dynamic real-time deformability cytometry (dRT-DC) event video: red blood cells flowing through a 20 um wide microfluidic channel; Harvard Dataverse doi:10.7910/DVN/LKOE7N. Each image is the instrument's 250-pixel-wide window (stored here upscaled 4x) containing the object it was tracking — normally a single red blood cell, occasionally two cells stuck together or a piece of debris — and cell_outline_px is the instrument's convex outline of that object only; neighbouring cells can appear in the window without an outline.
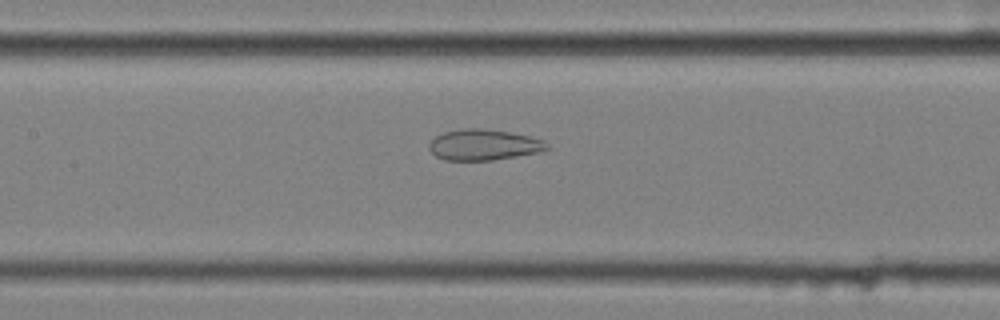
{"species": "common noctule bat (a hibernating species)", "species_latin": "Nyctalus noctula", "temperature_condition": "cold", "stored_images_in_passage": 57, "camera_frame_rate_fps": 3000, "um_per_image_px": 0.085, "animal": {"sex": "female", "body_mass_g": 25.1}, "frame": {"image": 1, "passage_image": 27, "time_ms": 8.667, "image_size_px": [1000, 320], "cell_outline_px": [[548, 148], [540, 152], [492, 160], [444, 160], [436, 156], [428, 148], [428, 144], [436, 136], [444, 132], [460, 128], [480, 128], [508, 132], [528, 136], [544, 140], [548, 144]], "centroid_in_image_um": [41.09, 12.3], "position_along_channel_um": 166.3, "area_um2": 21.1}}
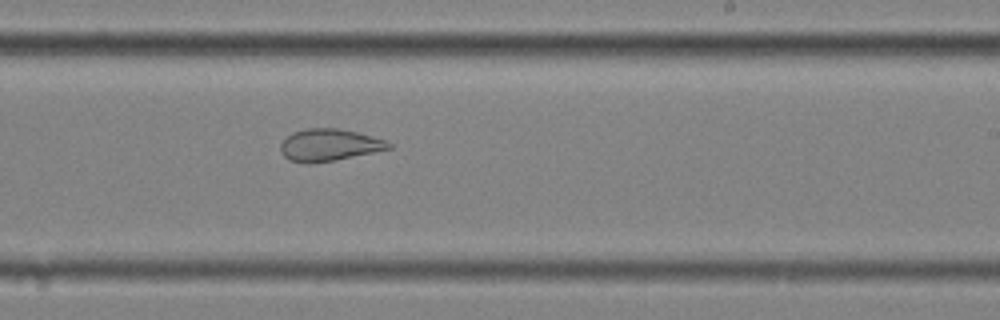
{"frame": {"image": 2, "passage_image": 35, "time_ms": 11.333, "image_size_px": [1000, 320], "cell_outline_px": [[392, 148], [336, 160], [308, 164], [288, 160], [280, 152], [280, 144], [292, 132], [308, 128], [336, 128], [356, 132], [388, 140], [392, 144]], "centroid_in_image_um": [27.97, 12.33], "position_along_channel_um": 261.0, "area_um2": 20.29}}
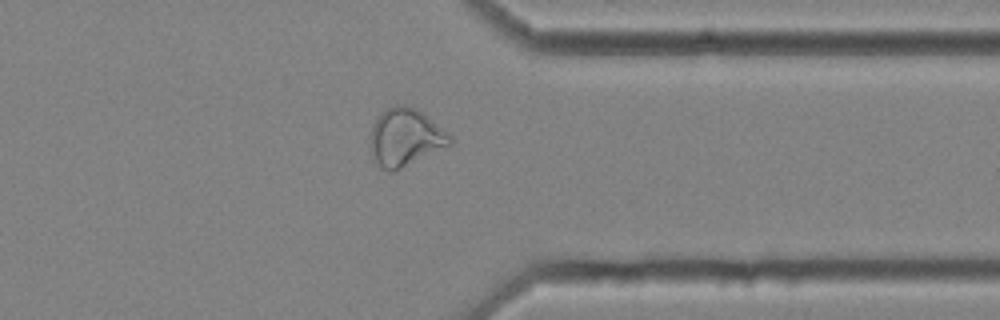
{"frame": {"image": 3, "passage_image": 45, "time_ms": 14.667, "image_size_px": [1000, 320], "cell_outline_px": [[452, 144], [392, 172], [388, 172], [380, 168], [372, 160], [372, 128], [380, 112], [396, 104], [404, 104], [416, 108], [424, 112], [448, 132], [452, 136]], "centroid_in_image_um": [34.47, 11.66], "position_along_channel_um": 376.9, "area_um2": 26.76}, "authors_computed_cell_mechanics": {"area_um2": 28.7844, "velocity_mm_per_s": 3.5591, "shape_relaxation_time_tau1_ms": null, "shape_relaxation_time_tau2_ms": 1.3881, "deformation_change_tau1": null, "deformation_change_tau2": 0.083}}